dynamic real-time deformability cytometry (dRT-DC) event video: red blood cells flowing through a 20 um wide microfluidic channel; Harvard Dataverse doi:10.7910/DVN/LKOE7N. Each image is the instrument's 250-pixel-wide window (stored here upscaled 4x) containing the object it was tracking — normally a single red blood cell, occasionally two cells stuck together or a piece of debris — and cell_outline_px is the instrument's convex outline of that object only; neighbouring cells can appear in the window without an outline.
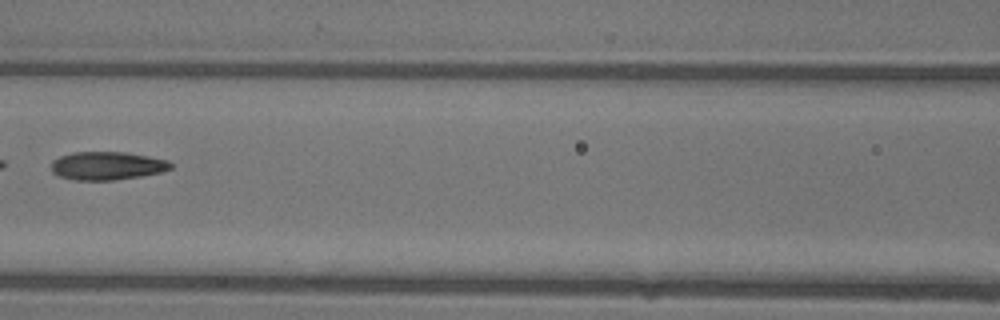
{"species": "common noctule bat (a hibernating species)", "species_latin": "Nyctalus noctula", "temperature_condition": "warm", "stored_images_in_passage": 7, "camera_frame_rate_fps": 3000, "um_per_image_px": 0.085, "animal": {"sex": "female"}, "frame": {"image": 1, "passage_image": 6, "time_ms": 1.667, "image_size_px": [1000, 320], "cell_outline_px": [[172, 168], [160, 172], [140, 176], [112, 180], [72, 180], [56, 176], [52, 172], [52, 160], [60, 156], [72, 152], [128, 152], [168, 160], [172, 164]], "centroid_in_image_um": [9.07, 14.09], "position_along_channel_um": 157.5, "area_um2": 19.77}}
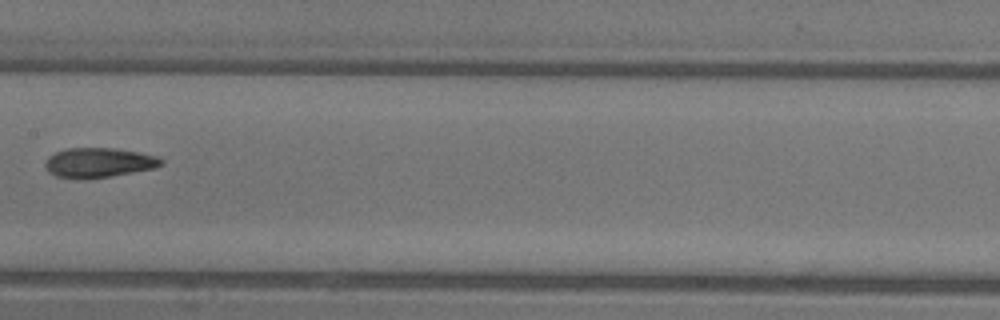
{"frame": {"image": 2, "passage_image": 7, "time_ms": 2.0, "image_size_px": [1000, 320], "cell_outline_px": [[164, 164], [156, 168], [108, 176], [76, 180], [56, 176], [48, 172], [44, 164], [48, 156], [56, 152], [68, 148], [116, 148], [156, 156], [164, 160]], "centroid_in_image_um": [8.37, 13.83], "position_along_channel_um": 199.0, "area_um2": 20.11}}